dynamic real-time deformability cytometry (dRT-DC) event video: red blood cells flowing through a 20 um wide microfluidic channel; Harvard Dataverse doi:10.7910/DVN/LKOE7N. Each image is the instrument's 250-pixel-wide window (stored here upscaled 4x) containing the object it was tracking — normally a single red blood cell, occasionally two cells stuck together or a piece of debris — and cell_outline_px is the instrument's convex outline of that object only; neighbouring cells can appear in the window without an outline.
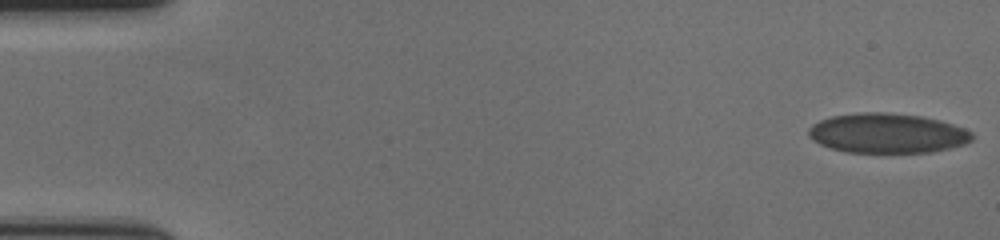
{"species": "human", "species_latin": "Homo sapiens", "temperature_condition": "cold", "stored_images_in_passage": 60, "camera_frame_rate_fps": 3000, "um_per_image_px": 0.085, "donor": {"sex": "female"}, "frame": {"image": 1, "passage_image": 1, "time_ms": 0.0, "image_size_px": [1000, 240], "cell_outline_px": [[972, 140], [964, 144], [932, 152], [844, 152], [820, 144], [812, 140], [808, 136], [808, 128], [812, 124], [820, 120], [832, 116], [864, 112], [884, 112], [920, 116], [940, 120], [964, 128], [972, 132]], "centroid_in_image_um": [75.4, 11.32], "position_along_channel_um": 9.6, "area_um2": 37.74}}
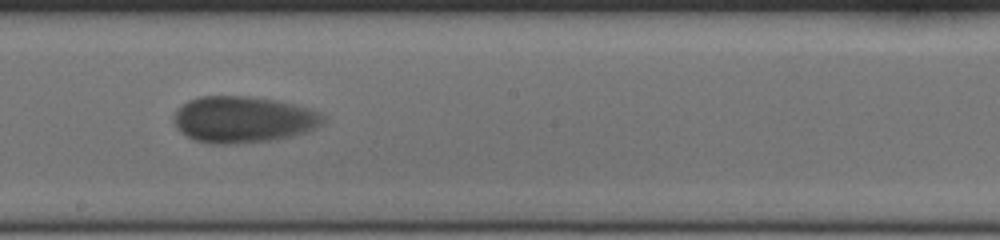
{"frame": {"image": 2, "passage_image": 34, "time_ms": 11.0, "image_size_px": [1000, 240], "cell_outline_px": [[324, 120], [316, 128], [308, 132], [276, 140], [236, 144], [208, 144], [192, 140], [180, 132], [176, 128], [176, 108], [188, 100], [200, 96], [248, 96], [276, 100], [308, 108], [320, 112], [324, 116]], "centroid_in_image_um": [20.66, 10.17], "position_along_channel_um": 227.5, "area_um2": 40.75}}
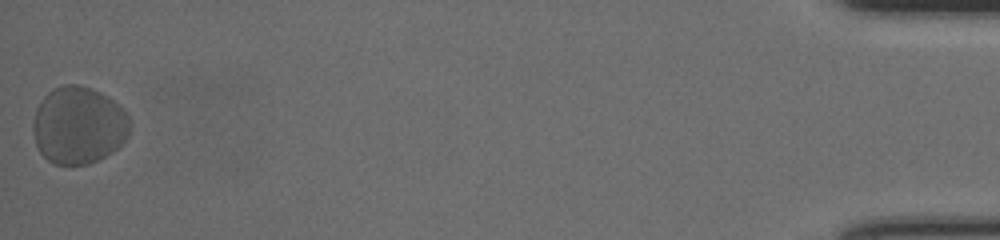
{"frame": {"image": 3, "passage_image": 60, "time_ms": 19.667, "image_size_px": [1000, 240], "cell_outline_px": [[128, 136], [112, 152], [88, 164], [52, 164], [40, 152], [36, 144], [32, 128], [32, 124], [36, 108], [40, 100], [52, 88], [64, 84], [80, 84], [92, 88], [108, 96], [128, 116]], "centroid_in_image_um": [6.63, 10.63], "position_along_channel_um": 428.6, "area_um2": 43.52}, "authors_computed_cell_mechanics": {"area_um2": 38.9283, "velocity_mm_per_s": 3.4159, "shape_relaxation_time_tau1_ms": 1.7959, "shape_relaxation_time_tau2_ms": null, "deformation_change_tau1": 0.0587, "deformation_change_tau2": null}}